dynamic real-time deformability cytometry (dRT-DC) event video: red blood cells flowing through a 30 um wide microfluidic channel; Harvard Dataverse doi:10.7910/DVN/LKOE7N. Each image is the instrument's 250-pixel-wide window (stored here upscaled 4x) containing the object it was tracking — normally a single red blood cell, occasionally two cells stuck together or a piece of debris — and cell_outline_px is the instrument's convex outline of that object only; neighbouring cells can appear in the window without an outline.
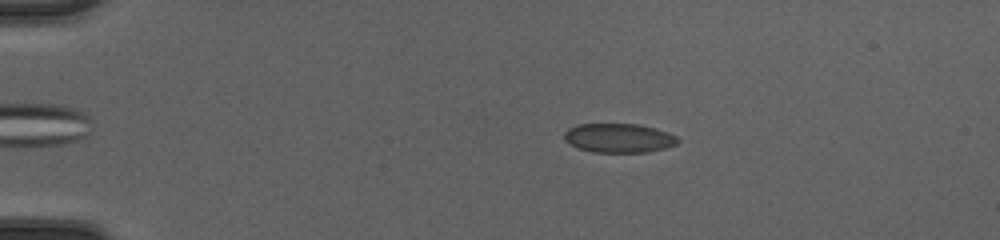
{"species": "common noctule bat (a hibernating species)", "species_latin": "Nyctalus noctula", "temperature_condition": "cold", "stored_images_in_passage": 52, "camera_frame_rate_fps": 3000, "um_per_image_px": 0.085, "animal": {"sex": "female", "body_mass_g": 20.0, "forearm_length_mm": 54.0}, "frame": {"image": 1, "passage_image": 11, "time_ms": 3.333, "image_size_px": [1000, 240], "cell_outline_px": [[680, 140], [676, 144], [664, 148], [648, 152], [592, 152], [576, 148], [564, 140], [564, 132], [568, 128], [580, 124], [636, 124], [668, 132], [676, 136]], "centroid_in_image_um": [52.56, 11.74], "position_along_channel_um": 32.4, "area_um2": 19.25}}
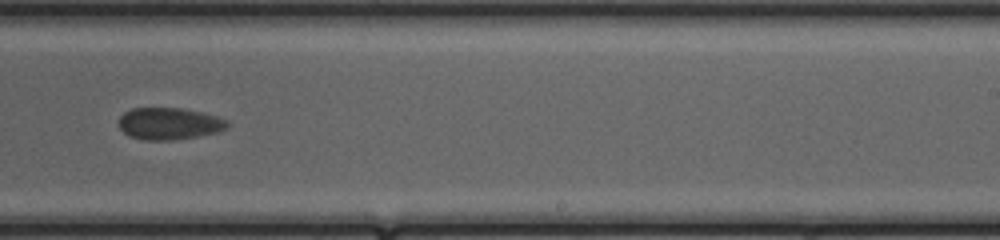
{"frame": {"image": 2, "passage_image": 34, "time_ms": 11.0, "image_size_px": [1000, 240], "cell_outline_px": [[228, 124], [220, 132], [172, 140], [144, 140], [128, 136], [120, 128], [120, 116], [124, 112], [132, 108], [180, 108], [200, 112], [216, 116], [228, 120]], "centroid_in_image_um": [14.36, 10.51], "position_along_channel_um": 274.6, "area_um2": 20.06}}
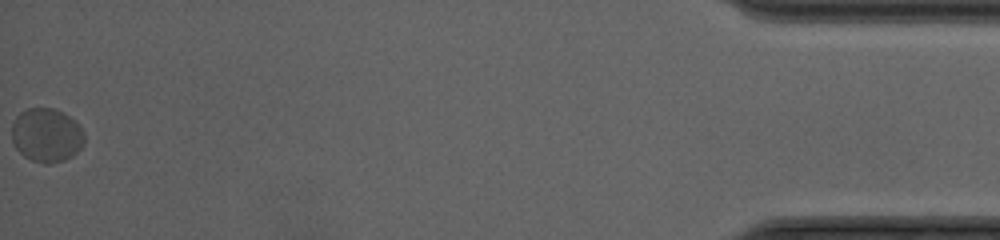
{"frame": {"image": 3, "passage_image": 52, "time_ms": 17.0, "image_size_px": [1000, 240], "cell_outline_px": [[84, 144], [72, 156], [64, 160], [48, 164], [44, 164], [32, 160], [24, 156], [16, 148], [12, 140], [12, 124], [16, 116], [20, 112], [28, 108], [56, 108], [80, 124], [84, 132]], "centroid_in_image_um": [3.96, 11.48], "position_along_channel_um": 431.2, "area_um2": 22.95}, "authors_computed_cell_mechanics": {"area_um2": 20.23, "velocity_mm_per_s": 4.0954, "shape_relaxation_time_tau1_ms": 0.9075, "shape_relaxation_time_tau2_ms": 6.5008, "deformation_change_tau1": 0.0464, "deformation_change_tau2": 0.0604}}